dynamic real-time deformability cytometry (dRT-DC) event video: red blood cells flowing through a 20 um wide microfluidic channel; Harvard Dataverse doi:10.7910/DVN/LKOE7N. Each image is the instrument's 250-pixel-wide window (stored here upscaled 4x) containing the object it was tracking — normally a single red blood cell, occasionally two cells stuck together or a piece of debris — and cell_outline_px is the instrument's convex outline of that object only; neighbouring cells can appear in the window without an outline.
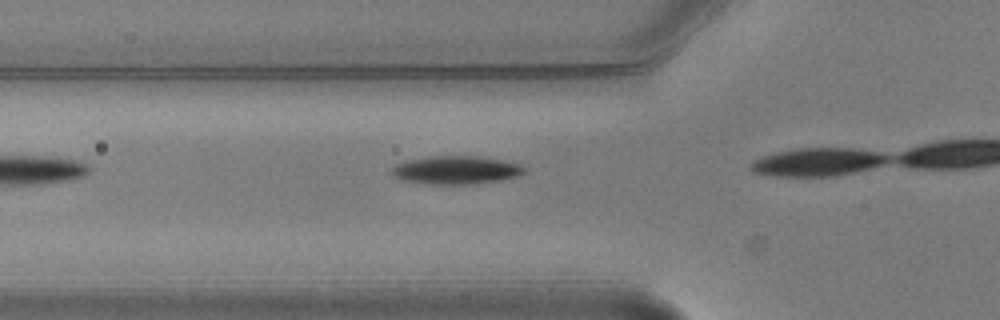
{"species": "common noctule bat (a hibernating species)", "species_latin": "Nyctalus noctula", "temperature_condition": "warm", "stored_images_in_passage": 5, "camera_frame_rate_fps": 3000, "um_per_image_px": 0.085, "animal": {"sex": "male", "body_mass_g": 20.5, "forearm_length_mm": 52.5}, "frame": {"image": 1, "passage_image": 4, "time_ms": 1.0, "image_size_px": [1000, 320], "cell_outline_px": [[524, 172], [520, 176], [500, 180], [468, 184], [424, 184], [400, 180], [392, 176], [388, 172], [396, 164], [404, 160], [428, 156], [480, 156], [520, 164], [524, 168]], "centroid_in_image_um": [38.67, 14.45], "position_along_channel_um": 87.1, "area_um2": 22.08}}